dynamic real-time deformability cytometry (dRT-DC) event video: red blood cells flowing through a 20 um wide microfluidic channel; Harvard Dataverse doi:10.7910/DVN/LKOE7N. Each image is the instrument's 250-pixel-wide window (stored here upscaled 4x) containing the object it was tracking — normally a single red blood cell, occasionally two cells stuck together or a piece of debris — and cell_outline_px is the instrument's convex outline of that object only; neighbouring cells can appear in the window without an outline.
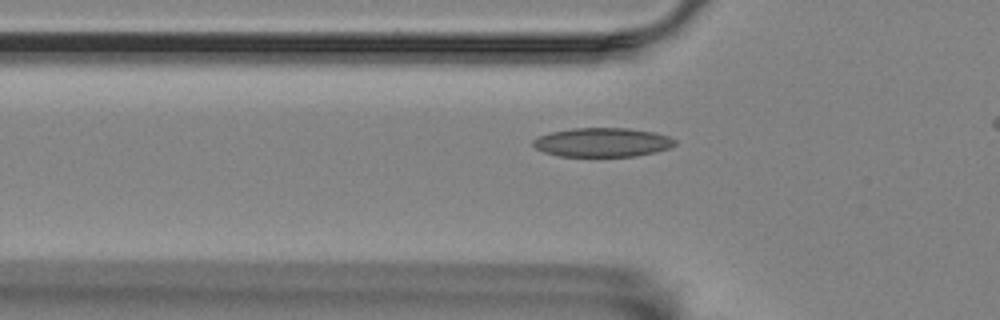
{"species": "Egyptian fruit bat (a non-hibernating species)", "species_latin": "Rousettus aegyptiacus", "temperature_condition": "room temperature", "stored_images_in_passage": 34, "camera_frame_rate_fps": 3000, "um_per_image_px": 0.085, "animal": {"sex": "female"}, "frame": {"image": 1, "passage_image": 3, "time_ms": 0.667, "image_size_px": [1000, 320], "cell_outline_px": [[676, 144], [668, 148], [656, 152], [636, 156], [560, 156], [544, 152], [536, 148], [532, 144], [532, 140], [540, 136], [552, 132], [572, 128], [628, 128], [656, 132], [668, 136], [676, 140]], "centroid_in_image_um": [51.23, 12.09], "position_along_channel_um": 74.6, "area_um2": 23.99}}
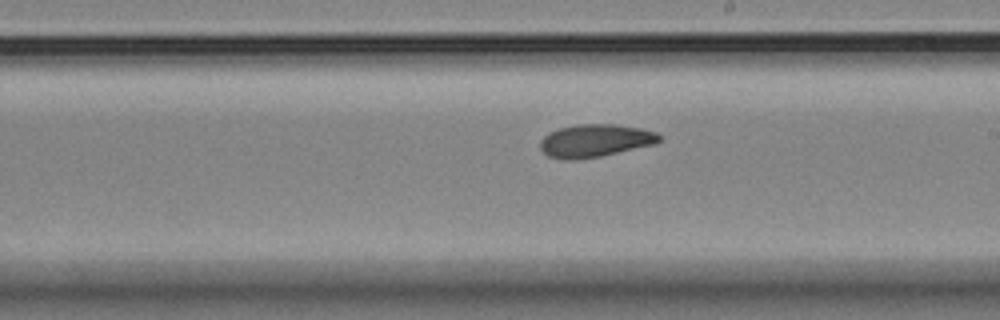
{"frame": {"image": 2, "passage_image": 17, "time_ms": 5.333, "image_size_px": [1000, 320], "cell_outline_px": [[664, 140], [656, 144], [600, 156], [576, 160], [560, 160], [548, 156], [540, 148], [540, 140], [548, 132], [560, 128], [576, 124], [616, 124], [640, 128], [656, 132], [664, 136]], "centroid_in_image_um": [50.61, 11.96], "position_along_channel_um": 238.4, "area_um2": 23.12}}
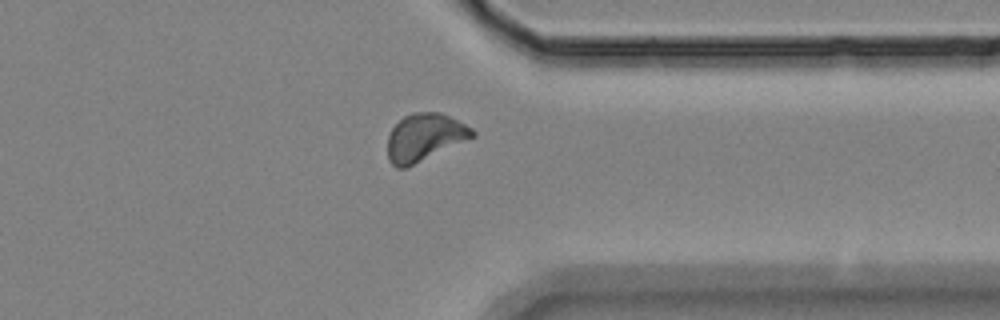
{"frame": {"image": 3, "passage_image": 29, "time_ms": 9.333, "image_size_px": [1000, 320], "cell_outline_px": [[476, 136], [404, 168], [396, 168], [388, 160], [388, 136], [392, 128], [404, 116], [416, 112], [440, 112], [472, 128], [476, 132]], "centroid_in_image_um": [36.08, 11.66], "position_along_channel_um": 375.3, "area_um2": 23.06}}